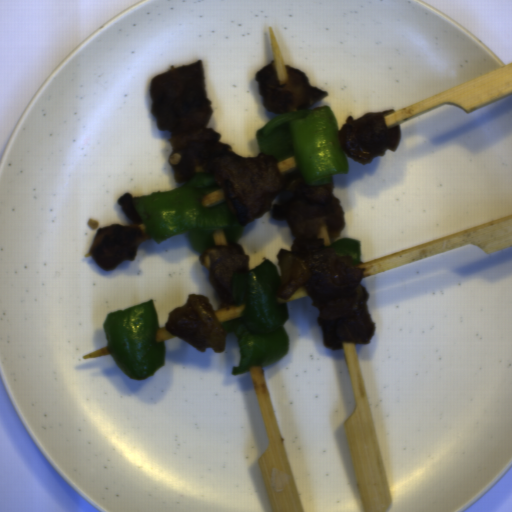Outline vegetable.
I'll use <instances>...</instances> for the list:
<instances>
[{"mask_svg": "<svg viewBox=\"0 0 512 512\" xmlns=\"http://www.w3.org/2000/svg\"><path fill=\"white\" fill-rule=\"evenodd\" d=\"M325 249H331L339 256L349 257L355 267L360 264V240L342 237Z\"/></svg>", "mask_w": 512, "mask_h": 512, "instance_id": "vegetable-5", "label": "vegetable"}, {"mask_svg": "<svg viewBox=\"0 0 512 512\" xmlns=\"http://www.w3.org/2000/svg\"><path fill=\"white\" fill-rule=\"evenodd\" d=\"M134 209L145 232L156 244L185 233L194 252L236 244L244 235L242 226L224 198L212 173L192 174L182 185L167 191L133 197Z\"/></svg>", "mask_w": 512, "mask_h": 512, "instance_id": "vegetable-1", "label": "vegetable"}, {"mask_svg": "<svg viewBox=\"0 0 512 512\" xmlns=\"http://www.w3.org/2000/svg\"><path fill=\"white\" fill-rule=\"evenodd\" d=\"M107 349L131 379H145L165 365L166 353L154 299L107 313Z\"/></svg>", "mask_w": 512, "mask_h": 512, "instance_id": "vegetable-4", "label": "vegetable"}, {"mask_svg": "<svg viewBox=\"0 0 512 512\" xmlns=\"http://www.w3.org/2000/svg\"><path fill=\"white\" fill-rule=\"evenodd\" d=\"M281 276L268 258L257 267L232 274V304L245 306L240 318L220 325L227 333H233L240 350V364L232 368L234 375L288 354L289 337L284 326L289 320L288 298L276 294V283Z\"/></svg>", "mask_w": 512, "mask_h": 512, "instance_id": "vegetable-3", "label": "vegetable"}, {"mask_svg": "<svg viewBox=\"0 0 512 512\" xmlns=\"http://www.w3.org/2000/svg\"><path fill=\"white\" fill-rule=\"evenodd\" d=\"M256 135L262 155L278 161L282 176L299 173L309 186H333L334 175L349 173L340 127L328 106L274 117Z\"/></svg>", "mask_w": 512, "mask_h": 512, "instance_id": "vegetable-2", "label": "vegetable"}]
</instances>
